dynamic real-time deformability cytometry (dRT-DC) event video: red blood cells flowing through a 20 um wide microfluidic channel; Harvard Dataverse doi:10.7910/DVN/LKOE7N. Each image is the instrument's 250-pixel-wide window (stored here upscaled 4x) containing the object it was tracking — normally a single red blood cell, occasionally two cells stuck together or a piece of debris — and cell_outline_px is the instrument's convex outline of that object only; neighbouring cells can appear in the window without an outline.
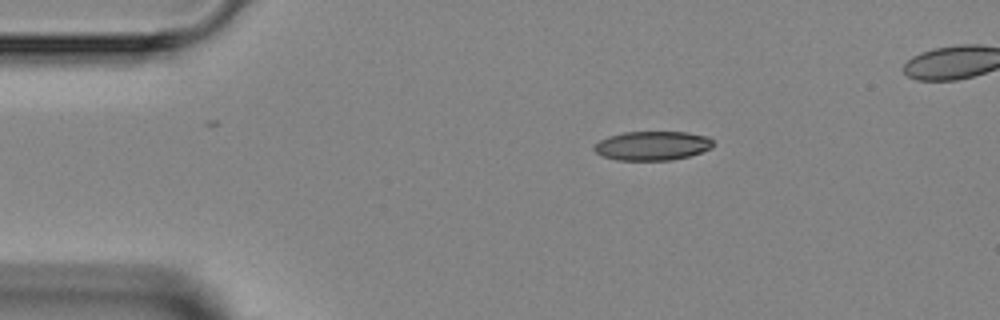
{"species": "Egyptian fruit bat (a non-hibernating species)", "species_latin": "Rousettus aegyptiacus", "temperature_condition": "room temperature", "stored_images_in_passage": 3, "camera_frame_rate_fps": 3000, "um_per_image_px": 0.085, "animal": {"sex": "female"}, "frame": {"image": 1, "passage_image": 1, "time_ms": 0.0, "image_size_px": [1000, 320], "cell_outline_px": [[716, 144], [712, 148], [688, 156], [672, 160], [616, 160], [604, 156], [596, 152], [592, 148], [600, 140], [608, 136], [624, 132], [688, 132], [708, 136]], "centroid_in_image_um": [55.48, 12.38], "position_along_channel_um": 29.5, "area_um2": 20.23}}